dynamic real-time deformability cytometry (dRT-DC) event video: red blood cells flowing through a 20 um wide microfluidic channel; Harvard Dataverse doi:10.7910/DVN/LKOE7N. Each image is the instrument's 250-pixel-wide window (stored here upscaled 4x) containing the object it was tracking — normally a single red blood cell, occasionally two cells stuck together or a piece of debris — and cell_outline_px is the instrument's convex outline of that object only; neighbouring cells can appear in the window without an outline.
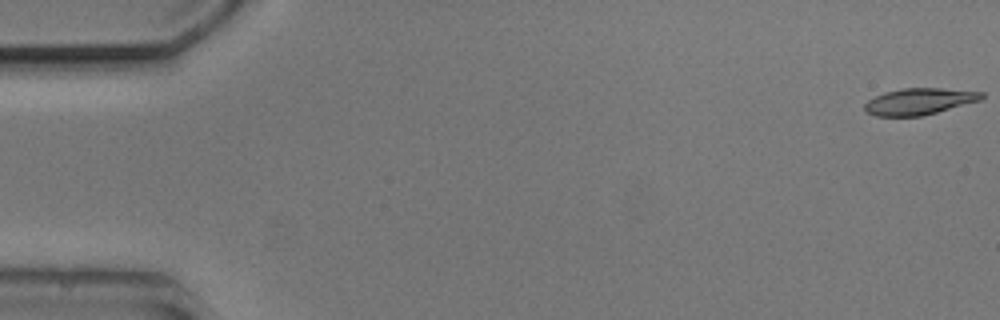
{"species": "common noctule bat (a hibernating species)", "species_latin": "Nyctalus noctula", "temperature_condition": "cold", "stored_images_in_passage": 5, "camera_frame_rate_fps": 3000, "um_per_image_px": 0.085, "animal": {"sex": "male", "body_mass_g": 20.5, "forearm_length_mm": 52.5}, "frame": {"image": 1, "passage_image": 1, "time_ms": 0.0, "image_size_px": [1000, 320], "cell_outline_px": [[984, 96], [980, 100], [936, 112], [920, 116], [876, 116], [864, 112], [864, 104], [868, 100], [884, 92], [904, 88], [940, 88], [984, 92]], "centroid_in_image_um": [78.09, 8.62], "position_along_channel_um": 6.9, "area_um2": 17.92}}
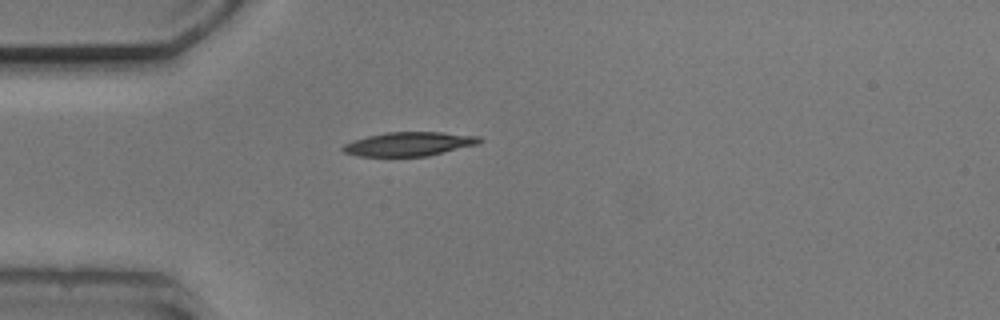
{"frame": {"image": 2, "passage_image": 5, "time_ms": 4.667, "image_size_px": [1000, 320], "cell_outline_px": [[484, 140], [480, 144], [428, 156], [360, 156], [344, 152], [340, 148], [344, 144], [352, 140], [368, 136], [388, 132], [440, 132], [480, 136]], "centroid_in_image_um": [34.81, 12.24], "position_along_channel_um": 50.2, "area_um2": 19.19}}